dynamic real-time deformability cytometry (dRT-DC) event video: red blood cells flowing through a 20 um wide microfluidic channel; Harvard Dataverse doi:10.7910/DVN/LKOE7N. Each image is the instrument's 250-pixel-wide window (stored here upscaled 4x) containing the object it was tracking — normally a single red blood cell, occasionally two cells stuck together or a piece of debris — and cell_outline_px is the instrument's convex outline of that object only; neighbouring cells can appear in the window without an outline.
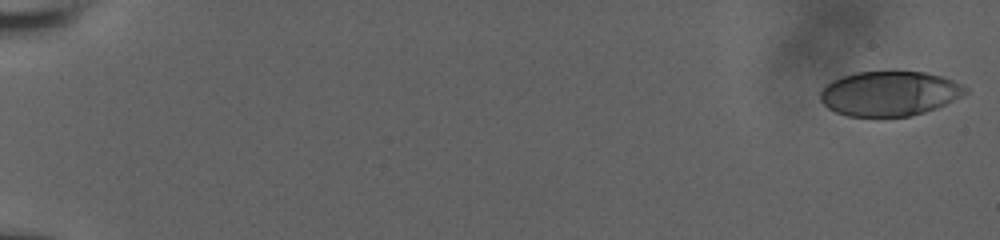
{"species": "human", "species_latin": "Homo sapiens", "temperature_condition": "room temperature", "stored_images_in_passage": 57, "camera_frame_rate_fps": 3000, "um_per_image_px": 0.085, "donor": {"sex": "male"}, "frame": {"image": 1, "passage_image": 1, "time_ms": 0.0, "image_size_px": [1000, 240], "cell_outline_px": [[968, 92], [936, 108], [924, 112], [908, 116], [848, 116], [836, 112], [828, 108], [820, 100], [820, 92], [832, 80], [856, 72], [888, 68], [924, 72], [944, 76], [964, 84], [968, 88]], "centroid_in_image_um": [75.62, 7.89], "position_along_channel_um": 9.4, "area_um2": 38.61}}
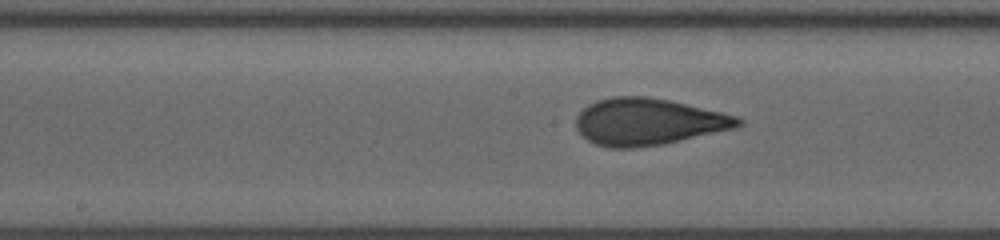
{"frame": {"image": 2, "passage_image": 32, "time_ms": 10.333, "image_size_px": [1000, 240], "cell_outline_px": [[744, 124], [736, 128], [664, 144], [632, 148], [608, 148], [596, 144], [588, 140], [576, 128], [576, 116], [588, 104], [596, 100], [612, 96], [648, 96], [668, 100], [720, 112], [736, 116], [744, 120]], "centroid_in_image_um": [55.09, 10.35], "position_along_channel_um": 193.1, "area_um2": 44.22}}
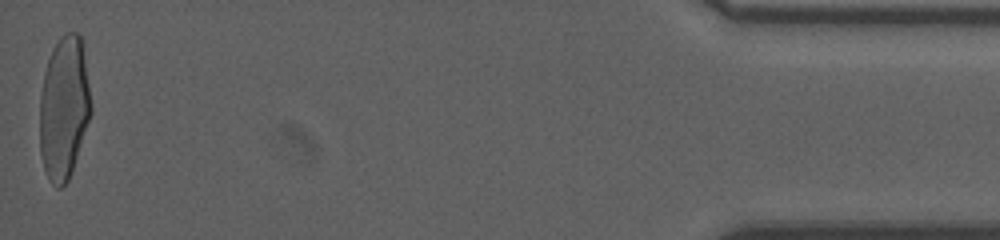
{"frame": {"image": 3, "passage_image": 57, "time_ms": 18.667, "image_size_px": [1000, 240], "cell_outline_px": [[92, 112], [68, 180], [60, 188], [56, 188], [52, 184], [44, 168], [40, 152], [40, 96], [44, 72], [48, 60], [60, 36], [64, 32], [76, 32], [80, 36], [92, 104]], "centroid_in_image_um": [5.43, 9.18], "position_along_channel_um": 429.8, "area_um2": 42.25}, "authors_computed_cell_mechanics": {"area_um2": 42.2518, "velocity_mm_per_s": 3.8348, "shape_relaxation_time_tau1_ms": 5.3278, "shape_relaxation_time_tau2_ms": 0.8504, "deformation_change_tau1": 0.2127, "deformation_change_tau2": 0.0659}}